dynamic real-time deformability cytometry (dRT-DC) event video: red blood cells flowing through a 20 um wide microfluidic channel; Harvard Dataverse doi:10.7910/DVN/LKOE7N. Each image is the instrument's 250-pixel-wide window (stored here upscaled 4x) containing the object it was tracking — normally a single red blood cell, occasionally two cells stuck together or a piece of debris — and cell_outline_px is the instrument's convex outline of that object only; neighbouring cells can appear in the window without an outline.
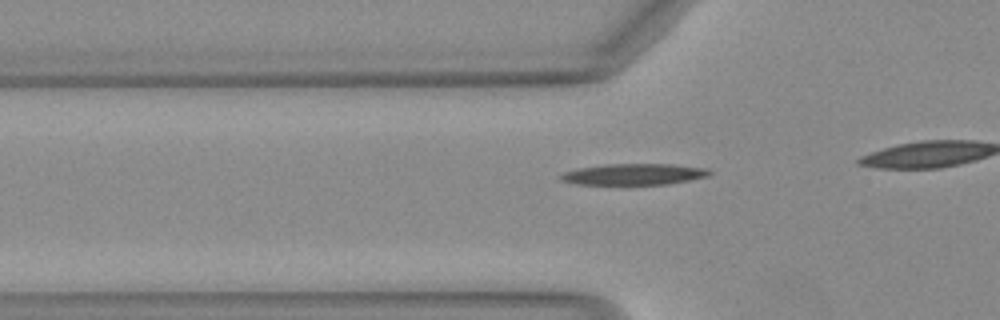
{"species": "Egyptian fruit bat (a non-hibernating species)", "species_latin": "Rousettus aegyptiacus", "temperature_condition": "warm", "stored_images_in_passage": 14, "camera_frame_rate_fps": 3000, "um_per_image_px": 0.085, "animal": {"sex": "female"}, "frame": {"image": 1, "passage_image": 5, "time_ms": 1.333, "image_size_px": [1000, 320], "cell_outline_px": [[712, 172], [708, 176], [668, 184], [576, 184], [560, 180], [560, 176], [564, 172], [580, 168], [604, 164], [672, 164], [708, 168]], "centroid_in_image_um": [53.9, 14.8], "position_along_channel_um": 71.9, "area_um2": 18.26}}